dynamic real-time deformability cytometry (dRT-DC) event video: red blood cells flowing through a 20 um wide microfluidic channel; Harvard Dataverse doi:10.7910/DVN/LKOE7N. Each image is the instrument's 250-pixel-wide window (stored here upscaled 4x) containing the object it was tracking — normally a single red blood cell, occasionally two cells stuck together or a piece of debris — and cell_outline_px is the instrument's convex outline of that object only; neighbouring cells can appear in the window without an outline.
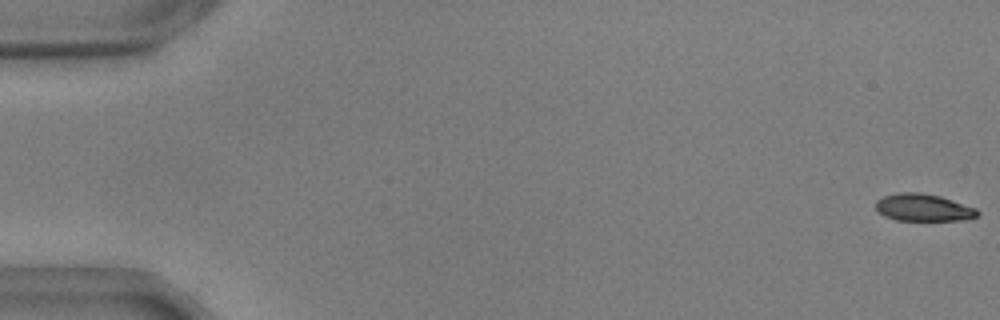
{"species": "common noctule bat (a hibernating species)", "species_latin": "Nyctalus noctula", "temperature_condition": "warm", "stored_images_in_passage": 7, "camera_frame_rate_fps": 3000, "um_per_image_px": 0.085, "animal": {"sex": "male", "body_mass_g": 17.9, "forearm_length_mm": 54.2}, "frame": {"image": 1, "passage_image": 1, "time_ms": 0.0, "image_size_px": [1000, 320], "cell_outline_px": [[980, 216], [968, 220], [896, 220], [884, 216], [876, 208], [876, 200], [884, 196], [900, 192], [920, 192], [940, 196], [976, 208], [980, 212]], "centroid_in_image_um": [78.52, 17.65], "position_along_channel_um": 6.5, "area_um2": 16.24}}